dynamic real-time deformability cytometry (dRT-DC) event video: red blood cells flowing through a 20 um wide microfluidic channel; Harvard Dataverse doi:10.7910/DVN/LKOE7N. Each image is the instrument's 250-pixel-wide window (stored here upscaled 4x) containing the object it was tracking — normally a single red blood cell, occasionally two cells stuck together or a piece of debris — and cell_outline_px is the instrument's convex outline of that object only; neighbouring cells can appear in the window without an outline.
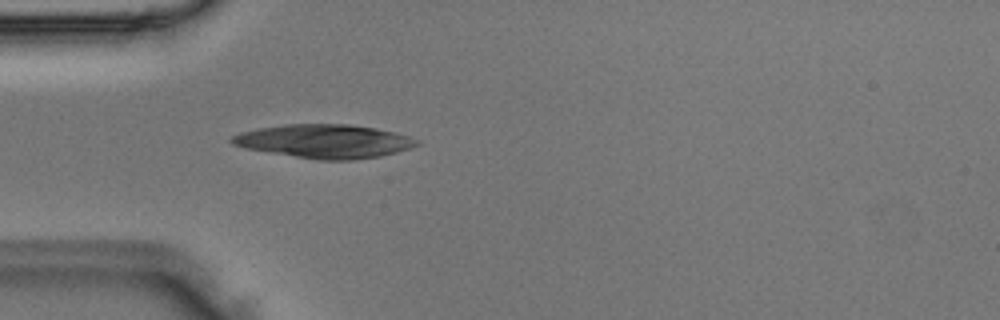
{"species": "Egyptian fruit bat (a non-hibernating species)", "species_latin": "Rousettus aegyptiacus", "temperature_condition": "room temperature", "stored_images_in_passage": 1, "camera_frame_rate_fps": 3000, "um_per_image_px": 0.085, "animal": {"sex": "male"}, "frame": {"image": 1, "passage_image": 1, "time_ms": 0.0, "image_size_px": [1000, 320], "cell_outline_px": [[420, 144], [412, 148], [380, 156], [352, 160], [316, 160], [248, 148], [232, 144], [228, 140], [232, 136], [240, 132], [256, 128], [284, 124], [348, 124], [376, 128], [396, 132], [420, 140]], "centroid_in_image_um": [27.6, 12.0], "position_along_channel_um": 57.4, "area_um2": 36.36}}